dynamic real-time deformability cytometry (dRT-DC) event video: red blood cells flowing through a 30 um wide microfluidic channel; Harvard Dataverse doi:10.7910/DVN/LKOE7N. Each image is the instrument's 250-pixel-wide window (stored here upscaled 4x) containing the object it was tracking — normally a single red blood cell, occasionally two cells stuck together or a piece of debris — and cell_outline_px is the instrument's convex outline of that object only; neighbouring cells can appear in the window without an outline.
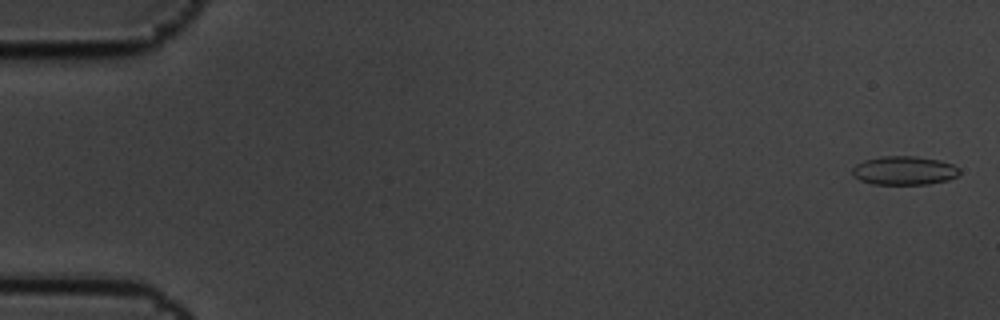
{"species": "common noctule bat (a hibernating species)", "species_latin": "Nyctalus noctula", "temperature_condition": "cold", "stored_images_in_passage": 8, "camera_frame_rate_fps": 3000, "um_per_image_px": 0.085, "animal": {"sex": "male", "body_mass_g": 19.5, "forearm_length_mm": 54.6}, "frame": {"image": 1, "passage_image": 1, "time_ms": 0.0, "image_size_px": [1000, 320], "cell_outline_px": [[960, 176], [948, 180], [928, 184], [872, 184], [860, 180], [852, 176], [852, 168], [856, 164], [864, 160], [880, 156], [916, 156], [940, 160], [952, 164], [960, 168]], "centroid_in_image_um": [76.87, 14.49], "position_along_channel_um": 8.1, "area_um2": 18.21}}
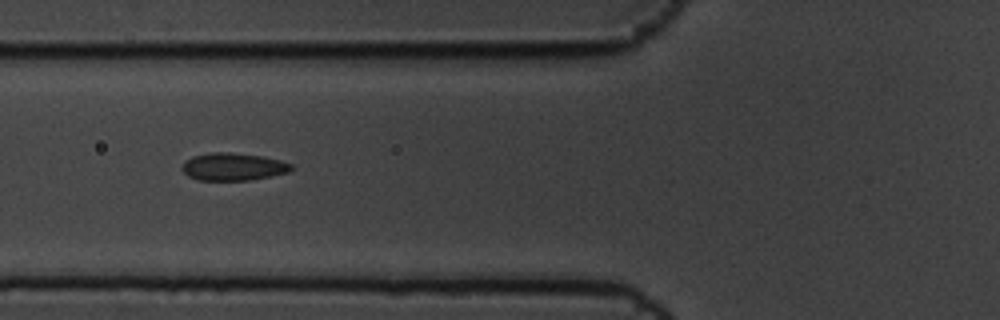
{"frame": {"image": 2, "passage_image": 7, "time_ms": 2.0, "image_size_px": [1000, 320], "cell_outline_px": [[292, 168], [288, 172], [272, 176], [252, 180], [196, 180], [188, 176], [180, 168], [184, 160], [192, 156], [208, 152], [228, 152], [264, 156], [280, 160], [292, 164]], "centroid_in_image_um": [19.78, 14.17], "position_along_channel_um": 106.0, "area_um2": 17.8}}
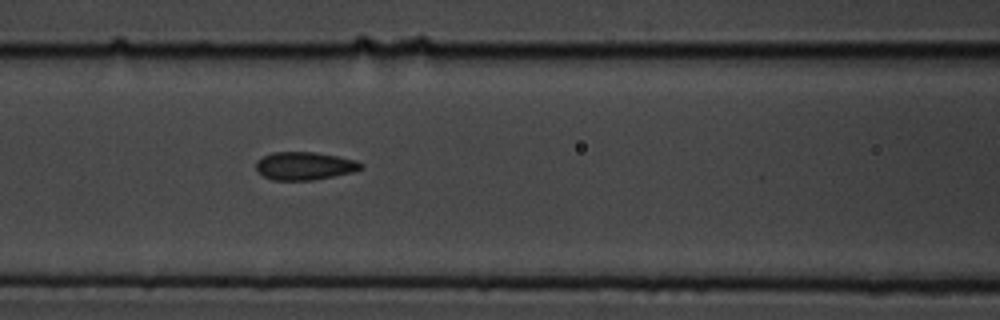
{"frame": {"image": 3, "passage_image": 8, "time_ms": 2.333, "image_size_px": [1000, 320], "cell_outline_px": [[364, 168], [356, 172], [312, 180], [272, 180], [256, 172], [256, 160], [272, 152], [312, 152], [336, 156], [356, 160], [364, 164]], "centroid_in_image_um": [25.9, 14.11], "position_along_channel_um": 140.7, "area_um2": 17.28}}